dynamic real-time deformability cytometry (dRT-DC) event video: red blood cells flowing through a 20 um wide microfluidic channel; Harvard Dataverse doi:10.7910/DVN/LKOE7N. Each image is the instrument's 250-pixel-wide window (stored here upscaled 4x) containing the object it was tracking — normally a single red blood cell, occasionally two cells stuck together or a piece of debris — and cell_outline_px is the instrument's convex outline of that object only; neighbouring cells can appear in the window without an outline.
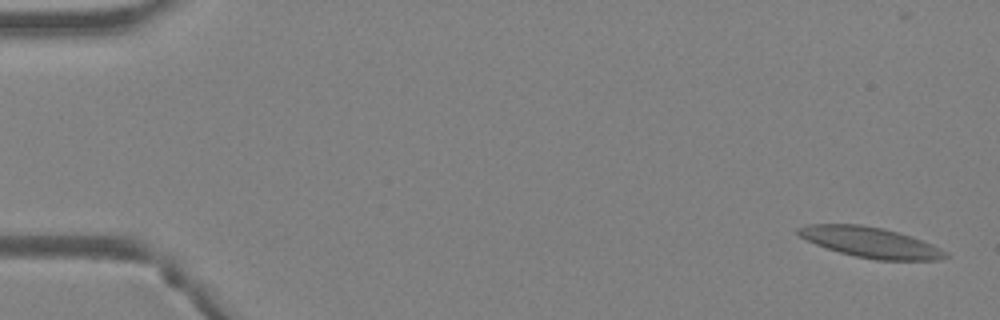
{"species": "Egyptian fruit bat (a non-hibernating species)", "species_latin": "Rousettus aegyptiacus", "temperature_condition": "warm", "stored_images_in_passage": 48, "camera_frame_rate_fps": 3000, "um_per_image_px": 0.085, "animal": {"sex": "female"}, "frame": {"image": 1, "passage_image": 2, "time_ms": 0.333, "image_size_px": [1000, 320], "cell_outline_px": [[948, 256], [940, 260], [876, 260], [856, 256], [840, 252], [816, 244], [800, 236], [796, 232], [796, 228], [808, 224], [860, 224], [884, 228], [932, 244], [948, 252]], "centroid_in_image_um": [73.99, 20.6], "position_along_channel_um": 11.0, "area_um2": 25.84}}
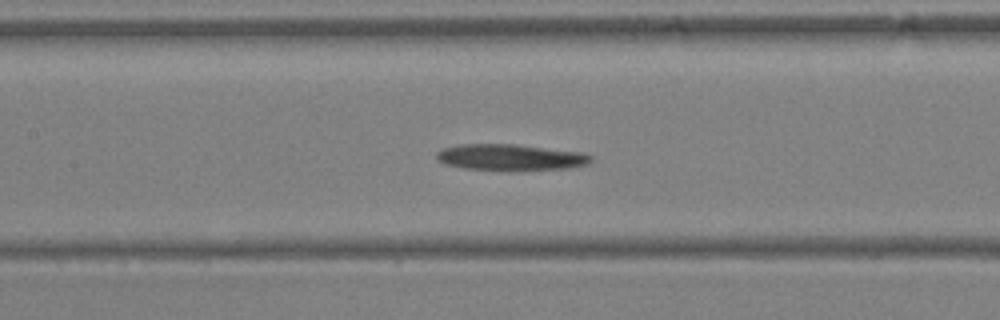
{"frame": {"image": 2, "passage_image": 23, "time_ms": 7.333, "image_size_px": [1000, 320], "cell_outline_px": [[592, 160], [588, 164], [568, 168], [464, 168], [444, 164], [436, 156], [436, 152], [444, 148], [460, 144], [516, 144], [584, 152], [592, 156]], "centroid_in_image_um": [43.41, 13.32], "position_along_channel_um": 164.0, "area_um2": 22.72}}
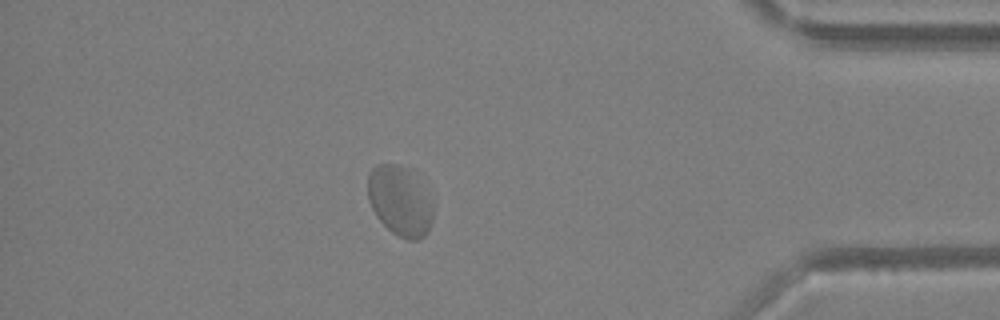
{"frame": {"image": 3, "passage_image": 42, "time_ms": 13.667, "image_size_px": [1000, 320], "cell_outline_px": [[432, 220], [428, 232], [420, 240], [408, 240], [392, 232], [376, 216], [368, 200], [368, 172], [376, 164], [396, 164], [412, 168], [424, 176], [432, 208]], "centroid_in_image_um": [34.04, 17.0], "position_along_channel_um": 401.2, "area_um2": 27.57}, "authors_computed_cell_mechanics": {"area_um2": 25.0563, "velocity_mm_per_s": 4.3395, "shape_relaxation_time_tau1_ms": null, "shape_relaxation_time_tau2_ms": 2.5028, "deformation_change_tau1": null, "deformation_change_tau2": 0.048}}